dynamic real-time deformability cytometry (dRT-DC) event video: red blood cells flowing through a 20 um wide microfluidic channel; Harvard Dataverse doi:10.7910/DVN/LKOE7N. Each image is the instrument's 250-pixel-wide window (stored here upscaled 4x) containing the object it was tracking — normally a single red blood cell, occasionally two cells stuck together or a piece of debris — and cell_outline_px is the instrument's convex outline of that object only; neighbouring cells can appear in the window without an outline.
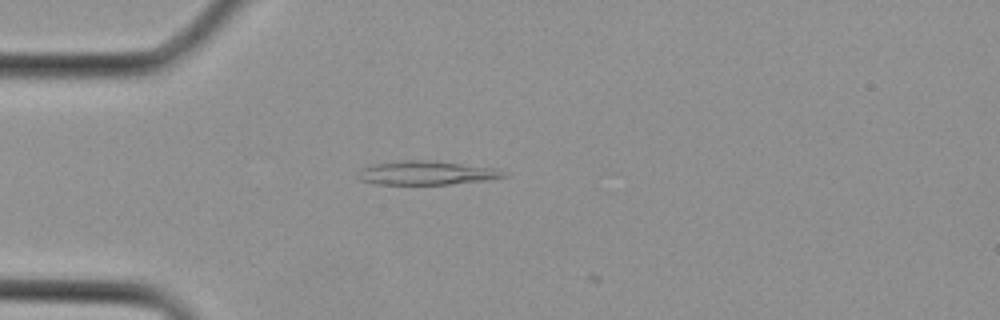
{"species": "Egyptian fruit bat (a non-hibernating species)", "species_latin": "Rousettus aegyptiacus", "temperature_condition": "cold", "stored_images_in_passage": 2, "camera_frame_rate_fps": 3000, "um_per_image_px": 0.085, "animal": {"sex": "female"}, "frame": {"image": 1, "passage_image": 2, "time_ms": 0.333, "image_size_px": [1000, 320], "cell_outline_px": [[512, 176], [488, 180], [452, 184], [376, 184], [360, 180], [360, 168], [376, 164], [404, 160], [424, 160], [460, 164], [492, 168]], "centroid_in_image_um": [36.27, 14.71], "position_along_channel_um": 48.7, "area_um2": 19.83}}